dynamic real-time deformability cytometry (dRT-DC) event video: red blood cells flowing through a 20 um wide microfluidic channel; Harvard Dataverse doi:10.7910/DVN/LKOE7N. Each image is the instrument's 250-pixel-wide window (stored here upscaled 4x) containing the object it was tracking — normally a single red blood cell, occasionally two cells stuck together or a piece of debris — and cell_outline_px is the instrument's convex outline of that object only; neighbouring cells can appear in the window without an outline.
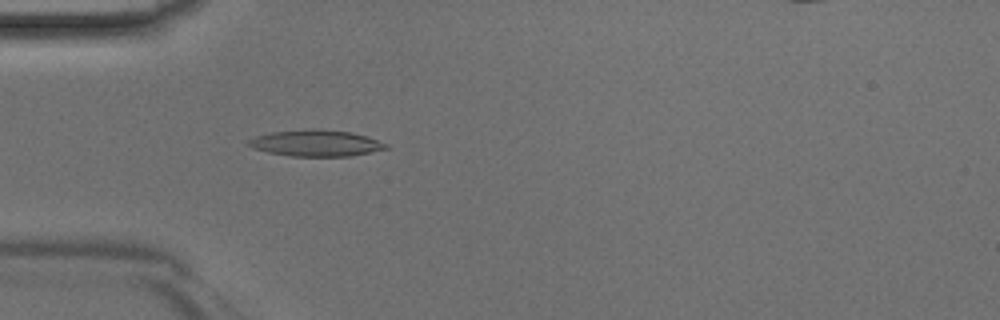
{"species": "Egyptian fruit bat (a non-hibernating species)", "species_latin": "Rousettus aegyptiacus", "temperature_condition": "room temperature", "stored_images_in_passage": 42, "camera_frame_rate_fps": 3000, "um_per_image_px": 0.085, "animal": {"sex": "male"}, "frame": {"image": 1, "passage_image": 10, "time_ms": 3.0, "image_size_px": [1000, 320], "cell_outline_px": [[388, 148], [352, 156], [292, 156], [268, 152], [252, 148], [248, 144], [248, 140], [256, 136], [272, 132], [312, 128], [352, 132], [388, 144]], "centroid_in_image_um": [26.84, 12.16], "position_along_channel_um": 58.2, "area_um2": 20.92}}
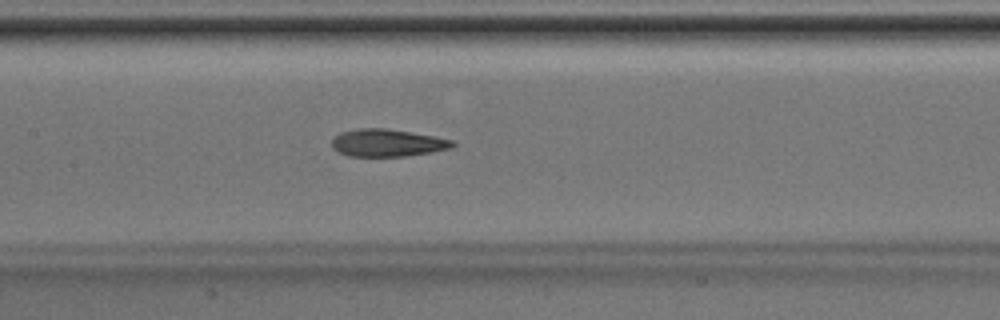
{"frame": {"image": 2, "passage_image": 18, "time_ms": 5.667, "image_size_px": [1000, 320], "cell_outline_px": [[456, 144], [452, 148], [404, 156], [348, 156], [332, 148], [332, 136], [340, 132], [360, 128], [388, 128], [412, 132], [452, 140]], "centroid_in_image_um": [32.88, 12.13], "position_along_channel_um": 174.5, "area_um2": 19.25}}
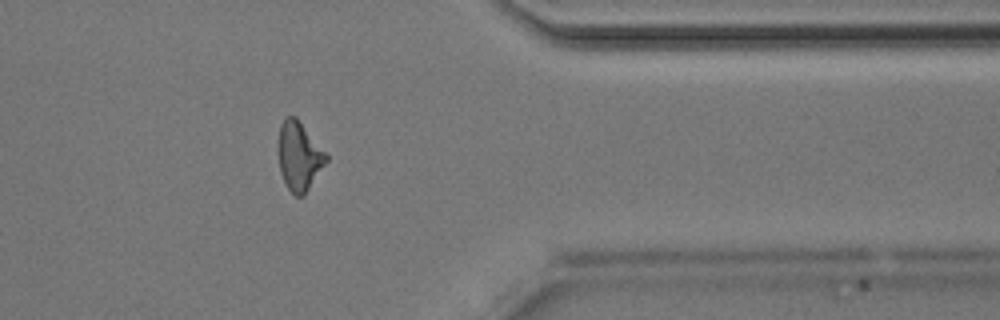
{"frame": {"image": 3, "passage_image": 33, "time_ms": 10.667, "image_size_px": [1000, 320], "cell_outline_px": [[328, 160], [304, 196], [296, 196], [288, 188], [280, 172], [276, 152], [280, 124], [288, 116], [296, 116], [328, 156]], "centroid_in_image_um": [25.39, 13.27], "position_along_channel_um": 386.0, "area_um2": 19.31}}